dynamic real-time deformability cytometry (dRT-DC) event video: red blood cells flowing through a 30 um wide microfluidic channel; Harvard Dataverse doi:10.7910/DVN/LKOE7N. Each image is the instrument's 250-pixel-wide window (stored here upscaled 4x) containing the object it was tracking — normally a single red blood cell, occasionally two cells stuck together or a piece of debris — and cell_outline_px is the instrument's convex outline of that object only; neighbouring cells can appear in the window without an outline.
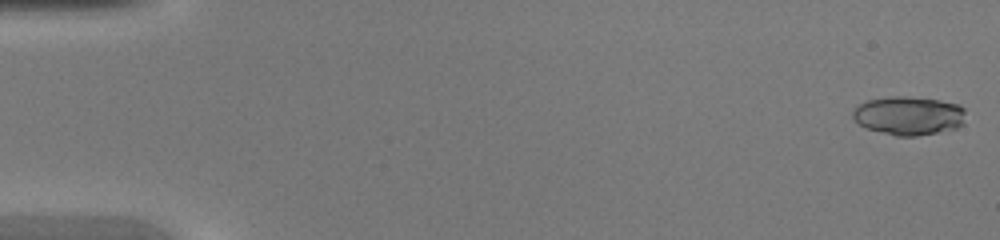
{"species": "common noctule bat (a hibernating species)", "species_latin": "Nyctalus noctula", "temperature_condition": "warm", "stored_images_in_passage": 10, "segment_of_instrument_passage": [1, 2], "camera_frame_rate_fps": 3000, "um_per_image_px": 0.085, "animal": {"sex": "female", "body_mass_g": 20.0, "forearm_length_mm": 54.0}, "frame": {"image": 1, "passage_image": 1, "time_ms": 0.0, "image_size_px": [1000, 240], "cell_outline_px": [[964, 124], [956, 128], [916, 136], [896, 136], [868, 128], [860, 124], [852, 116], [852, 112], [856, 104], [868, 100], [888, 96], [908, 96], [940, 100], [960, 104], [964, 108]], "centroid_in_image_um": [77.24, 9.81], "position_along_channel_um": 7.8, "area_um2": 25.55}}